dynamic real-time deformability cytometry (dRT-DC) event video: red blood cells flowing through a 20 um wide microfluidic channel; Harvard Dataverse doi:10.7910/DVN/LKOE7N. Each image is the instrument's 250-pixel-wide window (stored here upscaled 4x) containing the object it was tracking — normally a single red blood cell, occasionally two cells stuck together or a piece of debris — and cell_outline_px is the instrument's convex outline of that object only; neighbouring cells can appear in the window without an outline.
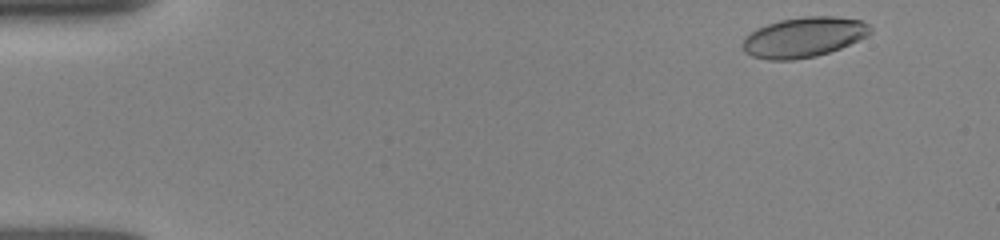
{"species": "human", "species_latin": "Homo sapiens", "temperature_condition": "room temperature", "stored_images_in_passage": 22, "camera_frame_rate_fps": 3000, "um_per_image_px": 0.085, "donor": {"sex": "female"}, "frame": {"image": 1, "passage_image": 2, "time_ms": 0.333, "image_size_px": [1000, 240], "cell_outline_px": [[872, 32], [868, 36], [840, 48], [816, 56], [792, 60], [768, 60], [752, 56], [744, 52], [744, 40], [756, 28], [780, 20], [804, 16], [832, 16], [860, 20], [868, 24], [872, 28]], "centroid_in_image_um": [68.35, 3.16], "position_along_channel_um": 16.7, "area_um2": 29.65}}
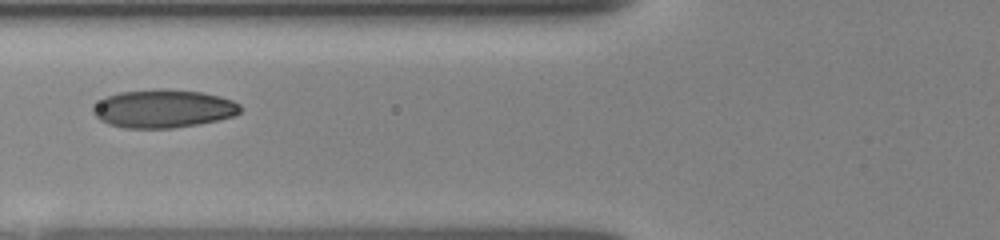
{"frame": {"image": 2, "passage_image": 16, "time_ms": 5.0, "image_size_px": [1000, 240], "cell_outline_px": [[240, 112], [232, 116], [216, 120], [196, 124], [172, 128], [124, 128], [108, 124], [100, 120], [92, 112], [92, 108], [104, 96], [120, 92], [156, 88], [164, 88], [200, 92], [220, 96], [232, 100], [240, 104]], "centroid_in_image_um": [13.84, 9.22], "position_along_channel_um": 112.0, "area_um2": 32.83}}
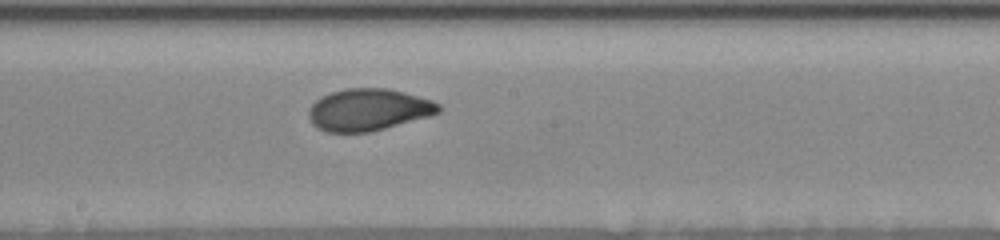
{"frame": {"image": 3, "passage_image": 22, "time_ms": 7.0, "image_size_px": [1000, 240], "cell_outline_px": [[440, 112], [432, 116], [368, 132], [328, 132], [316, 128], [312, 124], [308, 116], [308, 108], [320, 96], [332, 92], [348, 88], [388, 88], [404, 92], [432, 100], [440, 104]], "centroid_in_image_um": [31.31, 9.32], "position_along_channel_um": 216.9, "area_um2": 31.91}}